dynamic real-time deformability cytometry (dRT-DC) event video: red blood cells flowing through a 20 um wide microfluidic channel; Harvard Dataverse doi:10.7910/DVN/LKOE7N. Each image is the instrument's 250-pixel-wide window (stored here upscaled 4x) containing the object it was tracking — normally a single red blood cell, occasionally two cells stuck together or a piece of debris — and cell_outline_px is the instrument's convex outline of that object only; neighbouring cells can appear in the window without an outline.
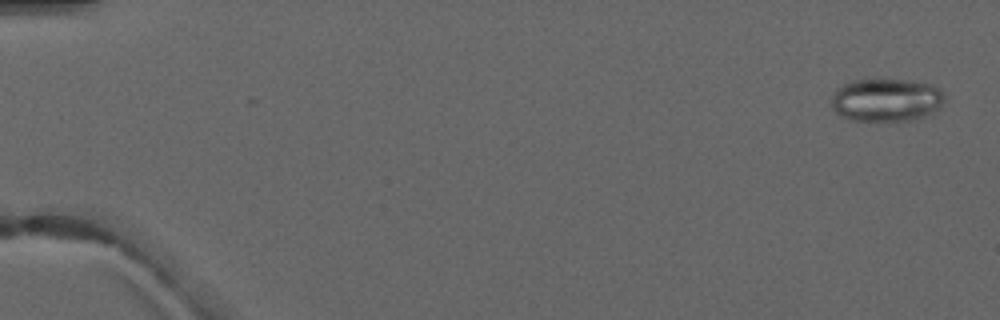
{"species": "common noctule bat (a hibernating species)", "species_latin": "Nyctalus noctula", "temperature_condition": "warm", "stored_images_in_passage": 5, "camera_frame_rate_fps": 3000, "um_per_image_px": 0.085, "animal": {"sex": "male", "forearm_length_mm": 52.5}, "frame": {"image": 1, "passage_image": 1, "time_ms": 0.0, "image_size_px": [1000, 320], "cell_outline_px": [[944, 100], [940, 108], [916, 120], [852, 120], [840, 116], [832, 108], [832, 96], [836, 88], [852, 80], [912, 80], [928, 84], [940, 88], [944, 96]], "centroid_in_image_um": [75.33, 8.49], "position_along_channel_um": 9.7, "area_um2": 28.32}}